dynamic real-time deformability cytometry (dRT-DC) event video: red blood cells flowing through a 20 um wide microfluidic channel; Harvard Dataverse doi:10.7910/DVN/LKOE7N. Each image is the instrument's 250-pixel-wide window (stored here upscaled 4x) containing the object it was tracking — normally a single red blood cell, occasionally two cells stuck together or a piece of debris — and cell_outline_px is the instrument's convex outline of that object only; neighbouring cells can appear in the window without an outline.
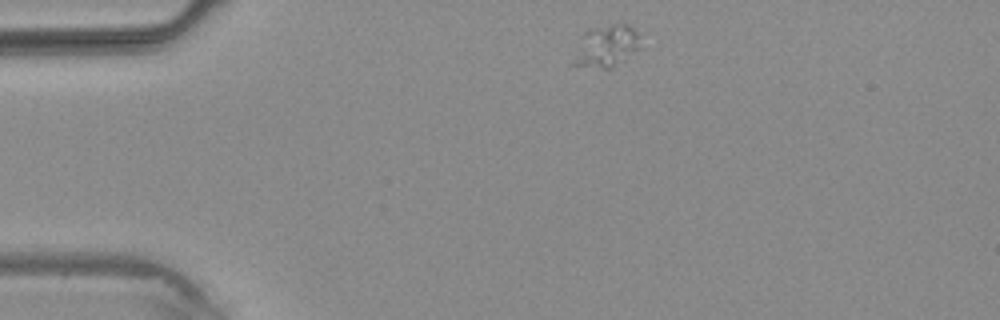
{"species": "common noctule bat (a hibernating species)", "species_latin": "Nyctalus noctula", "temperature_condition": "warm", "stored_images_in_passage": 1, "camera_frame_rate_fps": 3000, "um_per_image_px": 0.085, "animal": {"sex": "male", "body_mass_g": 20.4}, "frame": {"image": 1, "passage_image": 1, "time_ms": 0.0, "image_size_px": [1000, 320], "cell_outline_px": [[640, 48], [608, 68], [604, 68], [568, 64], [584, 36], [592, 28], [616, 24], [628, 24], [636, 32]], "centroid_in_image_um": [51.5, 3.93], "position_along_channel_um": 33.5, "area_um2": 15.55}}